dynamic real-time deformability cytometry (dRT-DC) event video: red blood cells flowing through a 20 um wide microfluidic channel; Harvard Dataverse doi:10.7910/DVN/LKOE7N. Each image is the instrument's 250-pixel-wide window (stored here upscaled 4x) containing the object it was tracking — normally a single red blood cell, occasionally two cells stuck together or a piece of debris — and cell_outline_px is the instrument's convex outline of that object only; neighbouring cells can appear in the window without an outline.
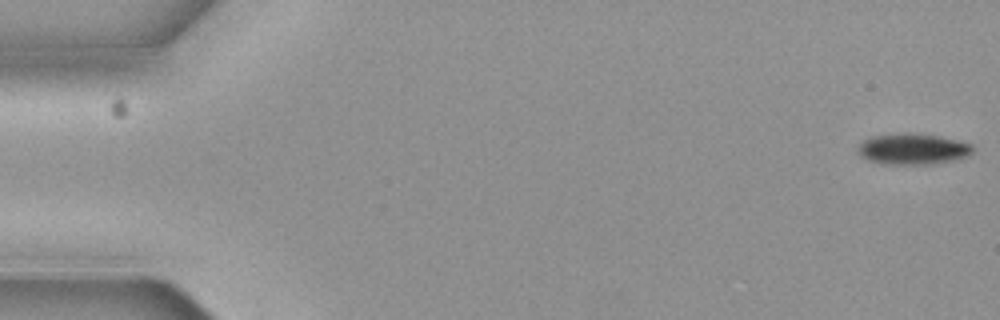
{"species": "common noctule bat (a hibernating species)", "species_latin": "Nyctalus noctula", "temperature_condition": "cold", "stored_images_in_passage": 5, "camera_frame_rate_fps": 3000, "um_per_image_px": 0.085, "animal": {"sex": "female", "body_mass_g": 19.3, "forearm_length_mm": 54.1}, "frame": {"image": 1, "passage_image": 1, "time_ms": 0.0, "image_size_px": [1000, 320], "cell_outline_px": [[972, 152], [968, 156], [952, 160], [932, 164], [880, 164], [868, 160], [860, 156], [856, 152], [856, 148], [864, 140], [872, 136], [936, 136], [956, 140], [972, 144]], "centroid_in_image_um": [77.55, 12.73], "position_along_channel_um": 7.4, "area_um2": 19.83}}